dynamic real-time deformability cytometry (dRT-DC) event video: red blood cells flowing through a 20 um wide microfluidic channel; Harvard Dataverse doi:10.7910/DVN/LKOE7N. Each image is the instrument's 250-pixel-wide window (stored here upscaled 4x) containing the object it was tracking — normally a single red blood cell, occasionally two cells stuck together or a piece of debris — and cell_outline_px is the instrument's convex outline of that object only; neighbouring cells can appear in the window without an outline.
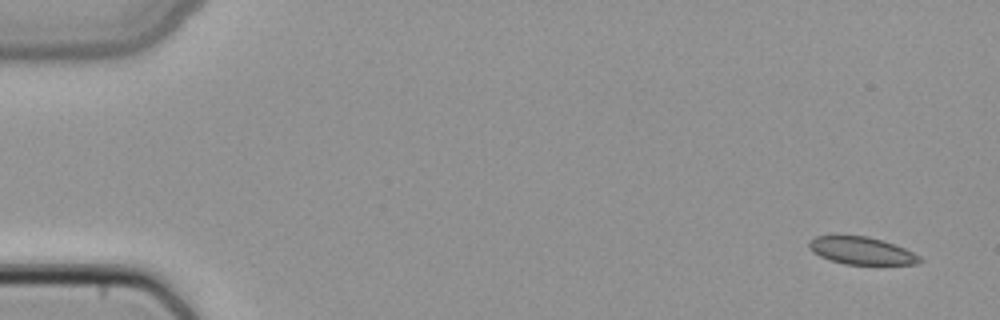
{"species": "common noctule bat (a hibernating species)", "species_latin": "Nyctalus noctula", "temperature_condition": "cold", "stored_images_in_passage": 4, "segment_of_instrument_passage": [2, 2], "camera_frame_rate_fps": 3000, "um_per_image_px": 0.085, "animal": {"sex": "female", "body_mass_g": 22.7, "forearm_length_mm": 54.2}, "frame": {"image": 1, "passage_image": 4, "time_ms": 1.0, "image_size_px": [1000, 320], "cell_outline_px": [[924, 260], [916, 264], [844, 264], [820, 256], [812, 252], [808, 244], [816, 236], [836, 232], [868, 236], [884, 240], [904, 248], [920, 256]], "centroid_in_image_um": [73.19, 21.25], "position_along_channel_um": 11.8, "area_um2": 18.26}}